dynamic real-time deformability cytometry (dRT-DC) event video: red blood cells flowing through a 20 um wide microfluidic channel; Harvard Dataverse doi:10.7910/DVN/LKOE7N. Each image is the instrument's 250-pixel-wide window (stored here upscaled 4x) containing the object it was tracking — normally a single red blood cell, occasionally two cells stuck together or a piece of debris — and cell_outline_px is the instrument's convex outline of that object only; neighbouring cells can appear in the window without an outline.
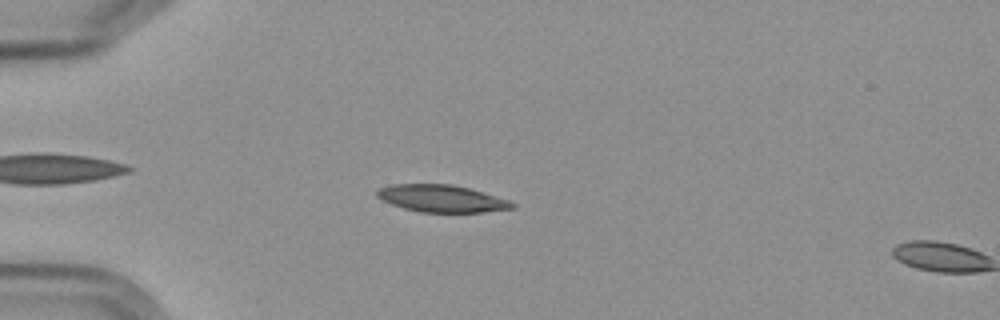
{"species": "Egyptian fruit bat (a non-hibernating species)", "species_latin": "Rousettus aegyptiacus", "temperature_condition": "cold", "stored_images_in_passage": 4, "camera_frame_rate_fps": 3000, "um_per_image_px": 0.085, "frame": {"image": 1, "passage_image": 3, "time_ms": 3.0, "image_size_px": [1000, 320], "cell_outline_px": [[516, 208], [484, 212], [420, 212], [404, 208], [392, 204], [376, 196], [376, 192], [380, 188], [392, 184], [452, 184], [468, 188], [508, 200], [516, 204]], "centroid_in_image_um": [37.55, 16.87], "position_along_channel_um": 47.4, "area_um2": 21.21}}